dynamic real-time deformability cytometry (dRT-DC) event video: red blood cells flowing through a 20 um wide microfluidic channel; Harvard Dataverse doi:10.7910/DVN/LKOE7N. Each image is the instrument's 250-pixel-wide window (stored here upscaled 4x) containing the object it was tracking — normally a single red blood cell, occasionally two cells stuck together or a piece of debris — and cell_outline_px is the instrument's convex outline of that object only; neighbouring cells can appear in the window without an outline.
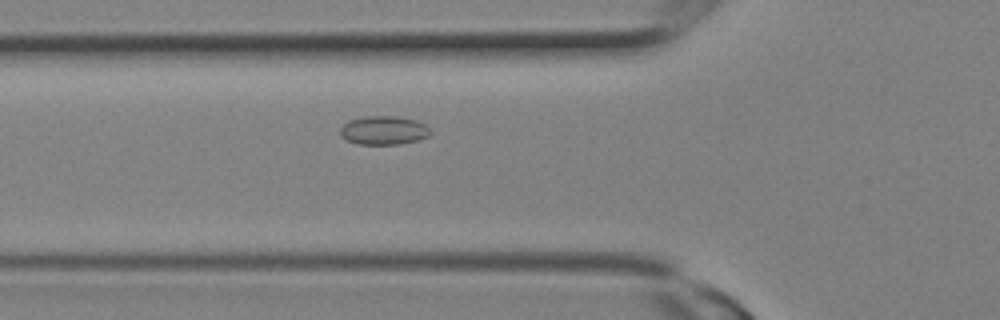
{"species": "Egyptian fruit bat (a non-hibernating species)", "species_latin": "Rousettus aegyptiacus", "temperature_condition": "room temperature", "stored_images_in_passage": 10, "camera_frame_rate_fps": 3000, "um_per_image_px": 0.085, "animal": {"sex": "female"}, "frame": {"image": 1, "passage_image": 2, "time_ms": 0.333, "image_size_px": [1000, 320], "cell_outline_px": [[432, 132], [428, 136], [416, 140], [400, 144], [356, 144], [340, 136], [340, 128], [348, 120], [364, 116], [396, 116], [416, 120], [424, 124]], "centroid_in_image_um": [32.59, 11.07], "position_along_channel_um": 93.2, "area_um2": 15.09}}
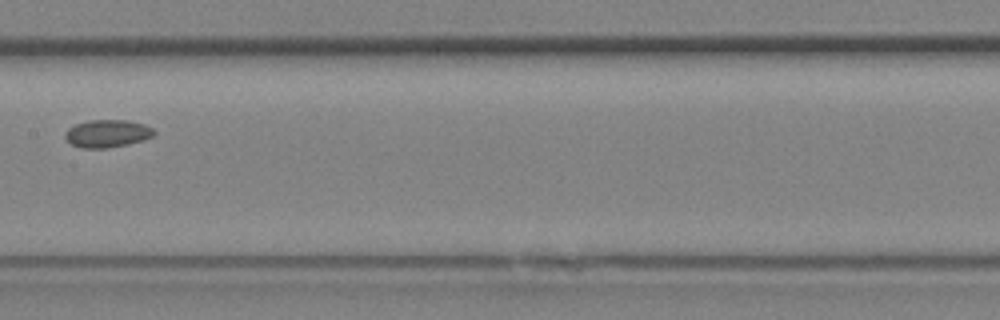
{"frame": {"image": 2, "passage_image": 6, "time_ms": 1.667, "image_size_px": [1000, 320], "cell_outline_px": [[156, 132], [152, 136], [144, 140], [128, 144], [108, 148], [84, 148], [72, 144], [64, 136], [64, 132], [68, 128], [76, 124], [88, 120], [128, 120], [144, 124], [152, 128]], "centroid_in_image_um": [9.13, 11.34], "position_along_channel_um": 198.3, "area_um2": 14.33}}
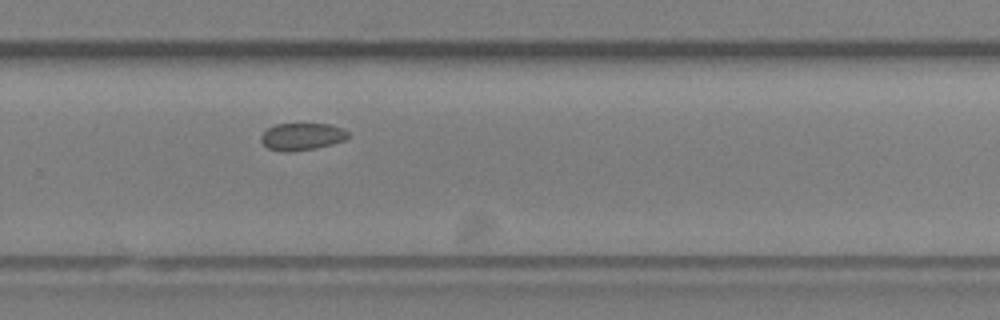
{"frame": {"image": 3, "passage_image": 10, "time_ms": 3.0, "image_size_px": [1000, 320], "cell_outline_px": [[348, 136], [344, 140], [332, 144], [316, 148], [288, 152], [284, 152], [268, 148], [260, 140], [260, 136], [268, 128], [276, 124], [328, 124], [344, 128], [348, 132]], "centroid_in_image_um": [25.66, 11.61], "position_along_channel_um": 304.1, "area_um2": 13.76}}